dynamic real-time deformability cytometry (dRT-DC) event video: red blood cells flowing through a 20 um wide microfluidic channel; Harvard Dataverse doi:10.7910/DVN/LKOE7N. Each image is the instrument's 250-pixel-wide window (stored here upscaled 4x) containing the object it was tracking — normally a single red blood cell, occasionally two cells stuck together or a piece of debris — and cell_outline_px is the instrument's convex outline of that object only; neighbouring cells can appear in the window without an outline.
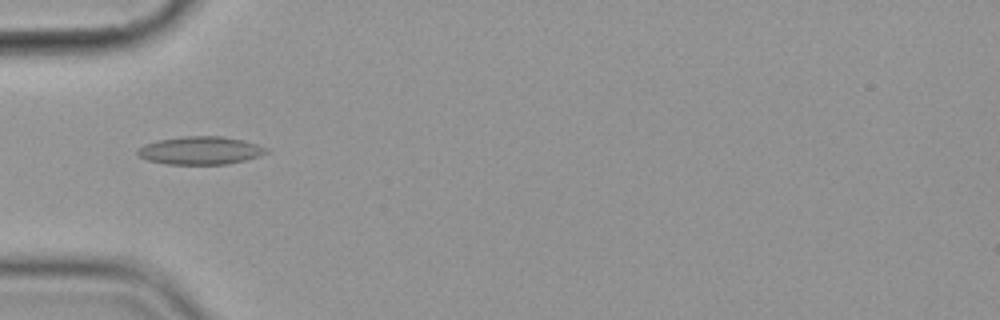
{"species": "common noctule bat (a hibernating species)", "species_latin": "Nyctalus noctula", "temperature_condition": "cold", "stored_images_in_passage": 5, "camera_frame_rate_fps": 3000, "um_per_image_px": 0.085, "animal": {"sex": "female", "body_mass_g": 19.9}, "frame": {"image": 1, "passage_image": 5, "time_ms": 4.667, "image_size_px": [1000, 320], "cell_outline_px": [[268, 152], [260, 156], [228, 164], [168, 164], [148, 160], [140, 156], [136, 152], [144, 144], [160, 140], [184, 136], [220, 136], [244, 140], [268, 148]], "centroid_in_image_um": [17.06, 12.79], "position_along_channel_um": 67.9, "area_um2": 20.81}}